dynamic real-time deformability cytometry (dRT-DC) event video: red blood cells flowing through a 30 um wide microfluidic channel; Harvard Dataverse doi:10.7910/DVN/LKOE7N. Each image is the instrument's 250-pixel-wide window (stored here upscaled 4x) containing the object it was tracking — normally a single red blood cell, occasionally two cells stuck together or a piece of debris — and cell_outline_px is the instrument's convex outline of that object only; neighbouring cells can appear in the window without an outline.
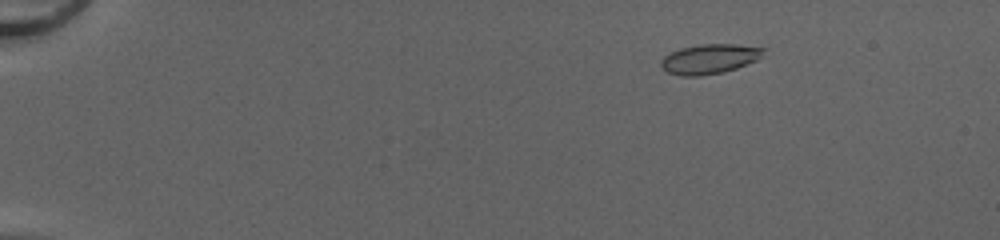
{"species": "common noctule bat (a hibernating species)", "species_latin": "Nyctalus noctula", "temperature_condition": "cold", "stored_images_in_passage": 52, "camera_frame_rate_fps": 3000, "um_per_image_px": 0.085, "animal": {"sex": "female", "body_mass_g": 20.0, "forearm_length_mm": 54.0}, "frame": {"image": 1, "passage_image": 9, "time_ms": 2.667, "image_size_px": [1000, 240], "cell_outline_px": [[768, 48], [756, 60], [736, 68], [720, 72], [700, 76], [680, 76], [668, 72], [660, 64], [660, 60], [664, 56], [680, 48], [700, 44], [736, 44]], "centroid_in_image_um": [60.3, 5.0], "position_along_channel_um": 24.7, "area_um2": 17.63}}
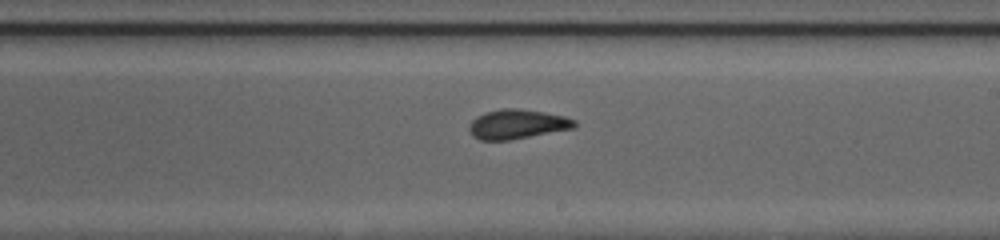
{"frame": {"image": 2, "passage_image": 33, "time_ms": 10.667, "image_size_px": [1000, 240], "cell_outline_px": [[576, 128], [508, 140], [480, 140], [472, 136], [468, 128], [472, 120], [476, 116], [484, 112], [500, 108], [516, 108], [544, 112], [564, 116], [576, 120]], "centroid_in_image_um": [43.95, 10.55], "position_along_channel_um": 245.1, "area_um2": 18.21}}
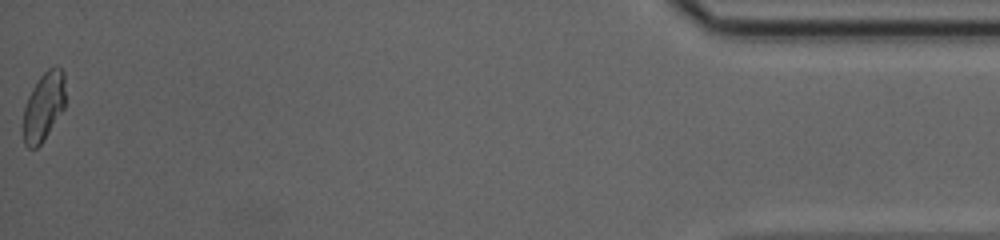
{"frame": {"image": 3, "passage_image": 52, "time_ms": 17.0, "image_size_px": [1000, 240], "cell_outline_px": [[64, 108], [40, 144], [36, 148], [28, 148], [24, 144], [24, 108], [28, 96], [32, 88], [40, 76], [48, 68], [56, 64], [64, 72]], "centroid_in_image_um": [3.71, 9.01], "position_along_channel_um": 431.5, "area_um2": 16.59}, "authors_computed_cell_mechanics": {"area_um2": 17.629, "velocity_mm_per_s": 4.2221, "shape_relaxation_time_tau1_ms": 8.2688, "shape_relaxation_time_tau2_ms": 0.9609, "deformation_change_tau1": 0.2215, "deformation_change_tau2": 0.0611}}